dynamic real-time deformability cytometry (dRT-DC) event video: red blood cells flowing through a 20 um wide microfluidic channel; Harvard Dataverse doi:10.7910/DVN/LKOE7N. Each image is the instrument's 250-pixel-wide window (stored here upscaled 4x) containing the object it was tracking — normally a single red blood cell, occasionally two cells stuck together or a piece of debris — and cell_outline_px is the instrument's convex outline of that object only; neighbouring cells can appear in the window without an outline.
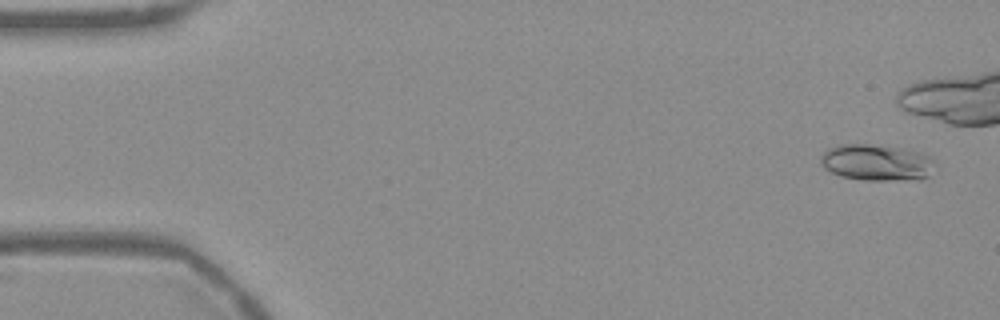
{"species": "Egyptian fruit bat (a non-hibernating species)", "species_latin": "Rousettus aegyptiacus", "temperature_condition": "warm", "stored_images_in_passage": 43, "camera_frame_rate_fps": 3000, "um_per_image_px": 0.085, "frame": {"image": 1, "passage_image": 3, "time_ms": 0.667, "image_size_px": [1000, 320], "cell_outline_px": [[936, 164], [928, 176], [920, 180], [864, 180], [840, 176], [824, 168], [820, 164], [820, 156], [828, 148], [840, 144], [868, 144], [912, 148], [928, 156]], "centroid_in_image_um": [74.53, 13.8], "position_along_channel_um": 10.5, "area_um2": 24.68}}
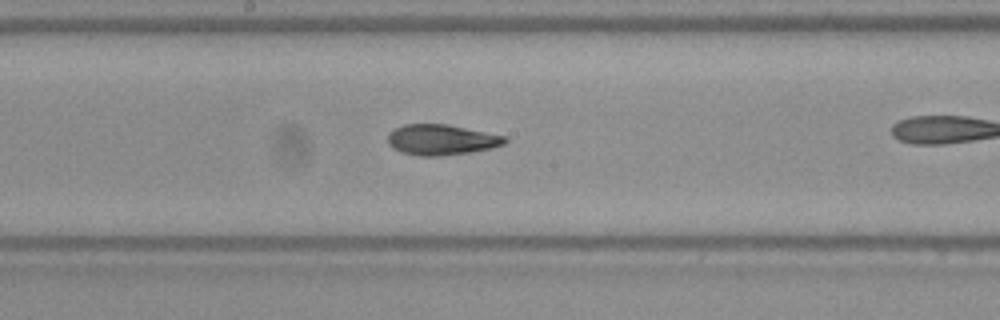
{"frame": {"image": 2, "passage_image": 29, "time_ms": 9.333, "image_size_px": [1000, 320], "cell_outline_px": [[508, 140], [504, 144], [492, 148], [468, 152], [436, 156], [420, 156], [400, 152], [392, 148], [388, 144], [388, 132], [404, 124], [448, 124], [504, 136]], "centroid_in_image_um": [37.47, 11.87], "position_along_channel_um": 210.7, "area_um2": 20.75}}
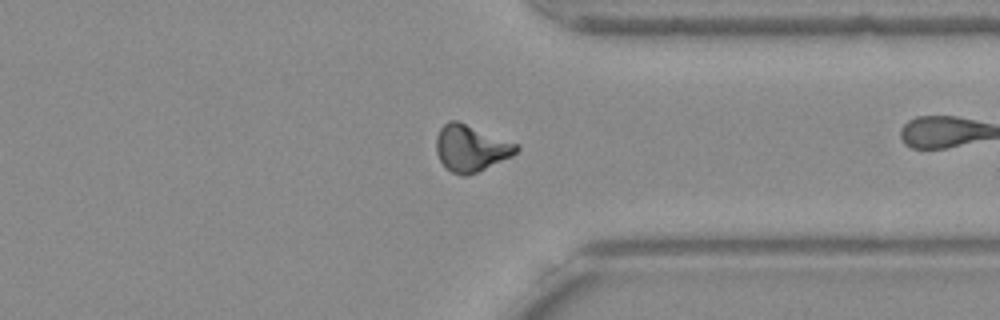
{"frame": {"image": 3, "passage_image": 42, "time_ms": 13.667, "image_size_px": [1000, 320], "cell_outline_px": [[520, 148], [512, 156], [476, 172], [464, 176], [460, 176], [452, 172], [440, 160], [436, 152], [436, 136], [440, 128], [448, 120], [460, 120], [520, 144]], "centroid_in_image_um": [40.04, 12.55], "position_along_channel_um": 371.4, "area_um2": 21.96}}